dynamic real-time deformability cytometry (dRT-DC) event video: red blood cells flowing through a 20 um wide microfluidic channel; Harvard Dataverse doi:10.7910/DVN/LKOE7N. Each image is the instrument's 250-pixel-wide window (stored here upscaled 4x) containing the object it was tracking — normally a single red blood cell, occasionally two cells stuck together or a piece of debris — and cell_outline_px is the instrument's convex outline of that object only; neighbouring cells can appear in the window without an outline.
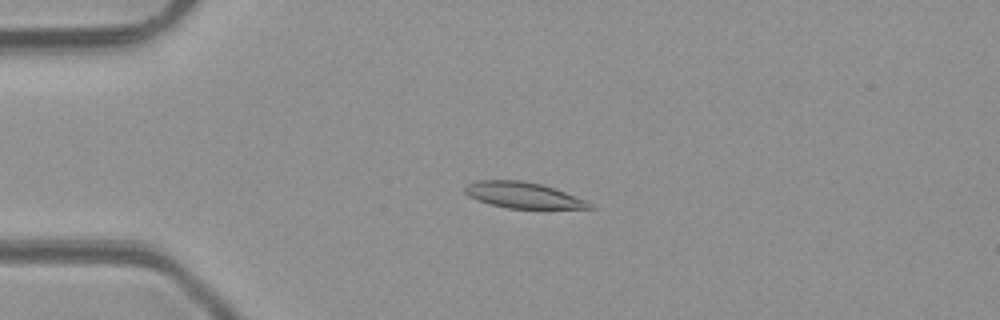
{"species": "common noctule bat (a hibernating species)", "species_latin": "Nyctalus noctula", "temperature_condition": "room temperature", "stored_images_in_passage": 5, "camera_frame_rate_fps": 3000, "um_per_image_px": 0.085, "animal": {"sex": "male", "body_mass_g": 23.1, "forearm_length_mm": 52.7}, "frame": {"image": 1, "passage_image": 2, "time_ms": 1.0, "image_size_px": [1000, 320], "cell_outline_px": [[596, 208], [508, 208], [488, 204], [476, 200], [468, 196], [464, 192], [464, 188], [468, 184], [480, 180], [520, 180], [540, 184], [564, 192], [584, 200], [592, 204]], "centroid_in_image_um": [44.39, 16.59], "position_along_channel_um": 40.6, "area_um2": 18.55}}
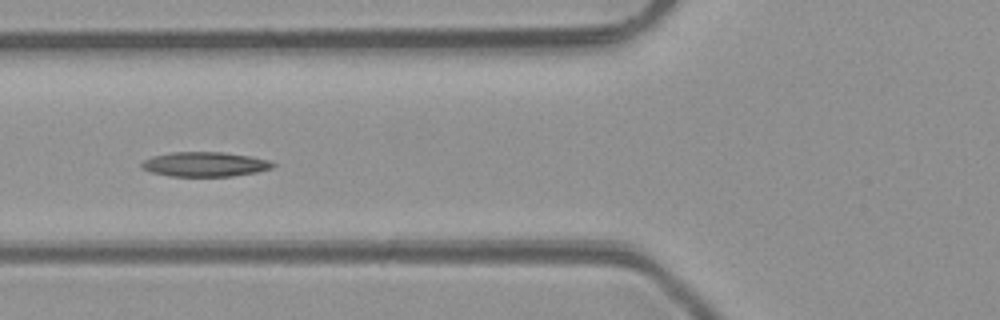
{"frame": {"image": 2, "passage_image": 4, "time_ms": 3.333, "image_size_px": [1000, 320], "cell_outline_px": [[276, 164], [272, 168], [256, 172], [232, 176], [172, 176], [152, 172], [140, 168], [140, 164], [144, 160], [152, 156], [172, 152], [224, 152], [252, 156], [268, 160]], "centroid_in_image_um": [17.41, 13.95], "position_along_channel_um": 108.4, "area_um2": 18.84}}
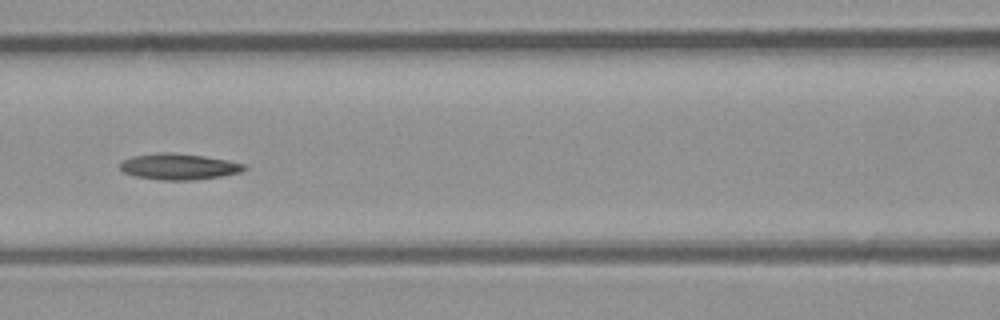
{"frame": {"image": 3, "passage_image": 5, "time_ms": 4.333, "image_size_px": [1000, 320], "cell_outline_px": [[248, 168], [240, 172], [220, 176], [196, 180], [160, 180], [136, 176], [124, 172], [120, 168], [120, 164], [124, 160], [132, 156], [160, 152], [172, 152], [204, 156], [228, 160], [244, 164]], "centroid_in_image_um": [15.21, 14.16], "position_along_channel_um": 151.4, "area_um2": 18.84}}